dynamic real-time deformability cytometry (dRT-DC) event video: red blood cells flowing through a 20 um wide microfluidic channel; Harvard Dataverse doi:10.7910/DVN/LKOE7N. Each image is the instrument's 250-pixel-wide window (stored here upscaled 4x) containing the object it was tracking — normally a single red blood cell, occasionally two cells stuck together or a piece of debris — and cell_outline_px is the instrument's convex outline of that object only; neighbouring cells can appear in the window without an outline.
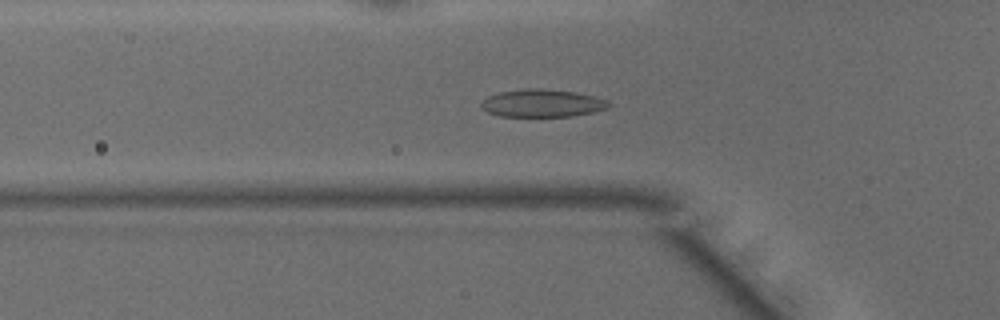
{"species": "common noctule bat (a hibernating species)", "species_latin": "Nyctalus noctula", "temperature_condition": "warm", "stored_images_in_passage": 48, "camera_frame_rate_fps": 3000, "um_per_image_px": 0.085, "animal": {"sex": "male", "body_mass_g": 15.6}, "frame": {"image": 1, "passage_image": 16, "time_ms": 5.0, "image_size_px": [1000, 320], "cell_outline_px": [[612, 104], [608, 108], [592, 112], [572, 116], [500, 116], [488, 112], [480, 108], [480, 104], [488, 96], [500, 92], [524, 88], [540, 88], [576, 92], [608, 100]], "centroid_in_image_um": [46.09, 8.76], "position_along_channel_um": 79.7, "area_um2": 20.58}}
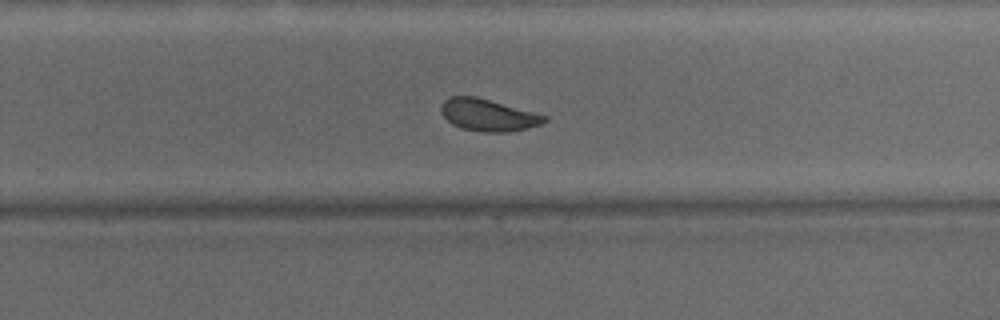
{"frame": {"image": 2, "passage_image": 31, "time_ms": 10.0, "image_size_px": [1000, 320], "cell_outline_px": [[548, 120], [540, 124], [508, 132], [484, 132], [464, 128], [452, 124], [440, 112], [440, 104], [448, 96], [476, 96], [548, 116]], "centroid_in_image_um": [41.45, 9.76], "position_along_channel_um": 288.3, "area_um2": 19.13}}
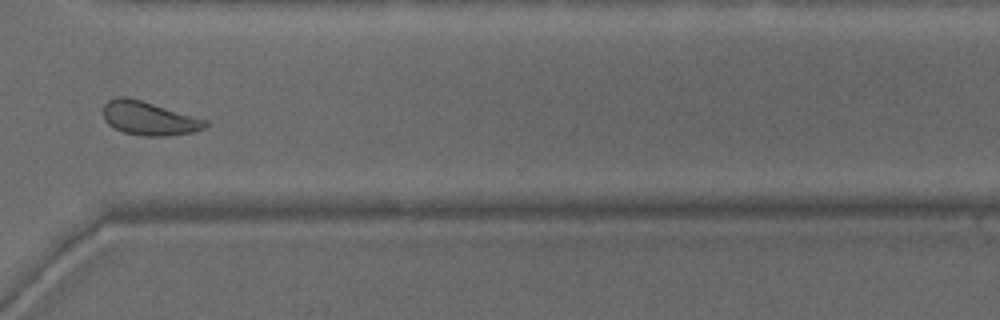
{"frame": {"image": 3, "passage_image": 36, "time_ms": 11.667, "image_size_px": [1000, 320], "cell_outline_px": [[208, 124], [204, 128], [192, 132], [168, 136], [144, 136], [124, 132], [108, 124], [104, 120], [104, 104], [108, 100], [116, 96], [124, 96], [140, 100], [208, 120]], "centroid_in_image_um": [12.66, 10.06], "position_along_channel_um": 357.9, "area_um2": 19.88}, "authors_computed_cell_mechanics": {"area_um2": 20.519, "velocity_mm_per_s": 4.1623, "shape_relaxation_time_tau1_ms": 3.2463, "shape_relaxation_time_tau2_ms": 1.6917, "deformation_change_tau1": 0.1063, "deformation_change_tau2": 0.0559}}